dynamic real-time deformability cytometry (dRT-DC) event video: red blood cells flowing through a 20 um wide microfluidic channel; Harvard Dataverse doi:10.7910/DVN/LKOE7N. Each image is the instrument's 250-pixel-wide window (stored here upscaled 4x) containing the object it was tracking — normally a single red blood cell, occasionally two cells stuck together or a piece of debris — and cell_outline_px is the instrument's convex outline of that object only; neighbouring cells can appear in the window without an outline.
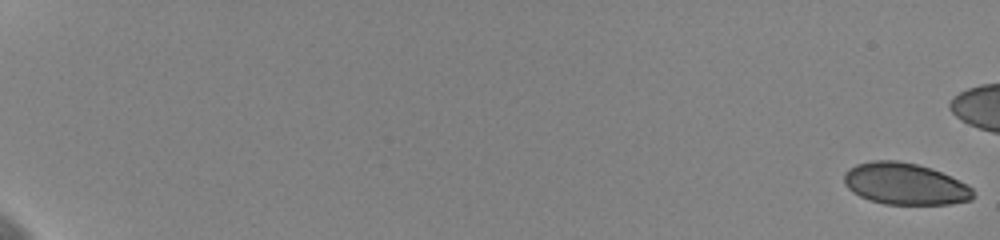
{"species": "human", "species_latin": "Homo sapiens", "temperature_condition": "cold", "stored_images_in_passage": 55, "camera_frame_rate_fps": 3000, "um_per_image_px": 0.085, "donor": {"sex": "female"}, "frame": {"image": 1, "passage_image": 1, "time_ms": 0.0, "image_size_px": [1000, 240], "cell_outline_px": [[972, 200], [948, 204], [884, 204], [868, 200], [852, 192], [844, 184], [844, 172], [848, 168], [856, 164], [872, 160], [896, 160], [916, 164], [932, 168], [968, 184], [972, 188]], "centroid_in_image_um": [76.89, 15.62], "position_along_channel_um": 8.1, "area_um2": 31.5}}
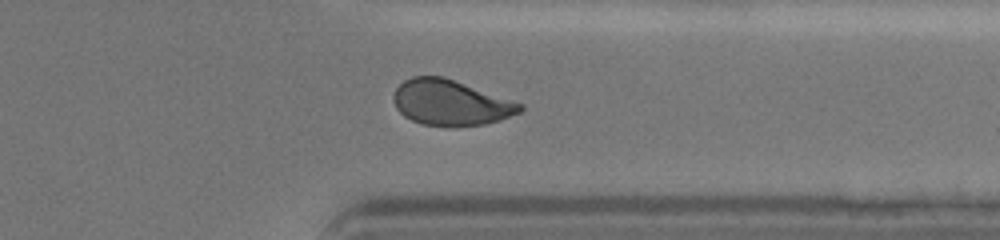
{"frame": {"image": 2, "passage_image": 50, "time_ms": 16.333, "image_size_px": [1000, 240], "cell_outline_px": [[524, 108], [520, 112], [500, 120], [484, 124], [420, 124], [404, 116], [396, 108], [392, 96], [396, 88], [404, 80], [412, 76], [444, 76], [524, 104]], "centroid_in_image_um": [38.29, 8.69], "position_along_channel_um": 373.1, "area_um2": 33.06}}
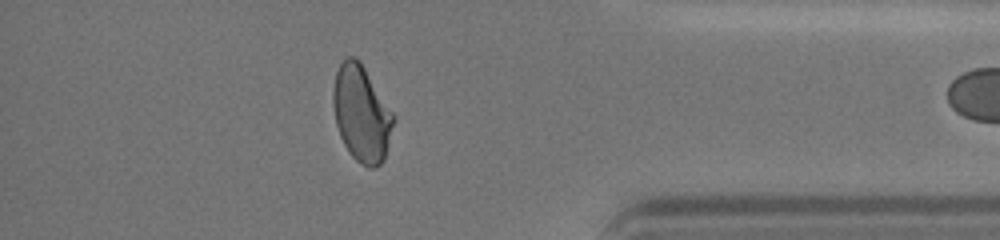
{"frame": {"image": 3, "passage_image": 54, "time_ms": 17.667, "image_size_px": [1000, 240], "cell_outline_px": [[396, 120], [384, 160], [376, 168], [368, 168], [360, 164], [352, 156], [344, 144], [340, 136], [336, 124], [332, 104], [332, 92], [336, 72], [340, 64], [348, 56], [352, 56], [360, 60], [396, 116]], "centroid_in_image_um": [30.75, 9.67], "position_along_channel_um": 404.5, "area_um2": 34.28}}